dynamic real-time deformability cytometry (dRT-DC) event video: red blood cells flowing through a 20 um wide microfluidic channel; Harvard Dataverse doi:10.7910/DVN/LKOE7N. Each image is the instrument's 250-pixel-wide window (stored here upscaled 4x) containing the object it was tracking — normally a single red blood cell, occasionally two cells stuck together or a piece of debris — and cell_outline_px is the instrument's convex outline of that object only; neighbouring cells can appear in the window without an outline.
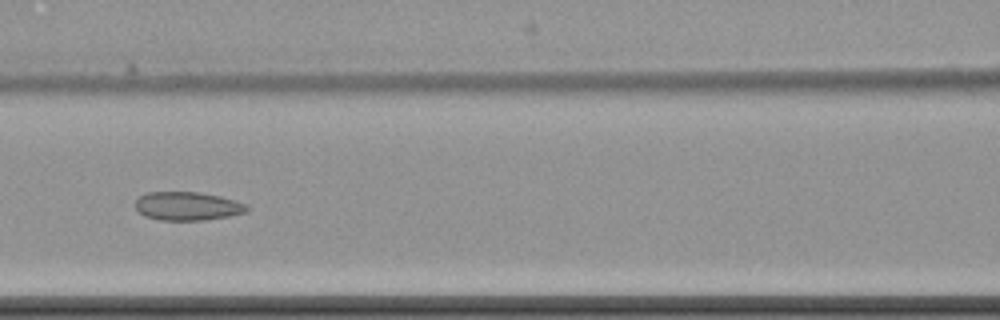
{"species": "common noctule bat (a hibernating species)", "species_latin": "Nyctalus noctula", "temperature_condition": "cold", "stored_images_in_passage": 10, "camera_frame_rate_fps": 3000, "um_per_image_px": 0.085, "animal": {"sex": "female", "body_mass_g": 22.7, "forearm_length_mm": 54.2}, "frame": {"image": 1, "passage_image": 9, "time_ms": 10.0, "image_size_px": [1000, 320], "cell_outline_px": [[248, 212], [228, 216], [204, 220], [160, 220], [144, 216], [136, 212], [136, 200], [140, 196], [148, 192], [200, 192], [220, 196], [236, 200], [248, 204]], "centroid_in_image_um": [15.94, 17.52], "position_along_channel_um": 150.7, "area_um2": 18.73}}
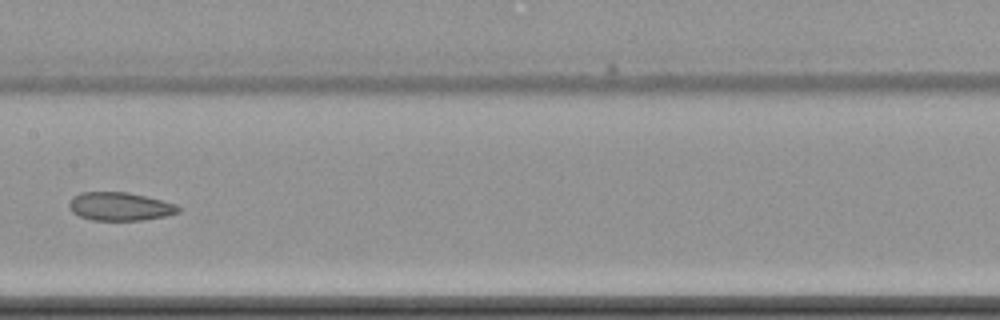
{"frame": {"image": 2, "passage_image": 10, "time_ms": 11.333, "image_size_px": [1000, 320], "cell_outline_px": [[180, 212], [164, 216], [140, 220], [92, 220], [80, 216], [72, 212], [68, 208], [68, 204], [72, 196], [80, 192], [128, 192], [176, 204], [180, 208]], "centroid_in_image_um": [10.14, 17.54], "position_along_channel_um": 197.3, "area_um2": 17.98}}